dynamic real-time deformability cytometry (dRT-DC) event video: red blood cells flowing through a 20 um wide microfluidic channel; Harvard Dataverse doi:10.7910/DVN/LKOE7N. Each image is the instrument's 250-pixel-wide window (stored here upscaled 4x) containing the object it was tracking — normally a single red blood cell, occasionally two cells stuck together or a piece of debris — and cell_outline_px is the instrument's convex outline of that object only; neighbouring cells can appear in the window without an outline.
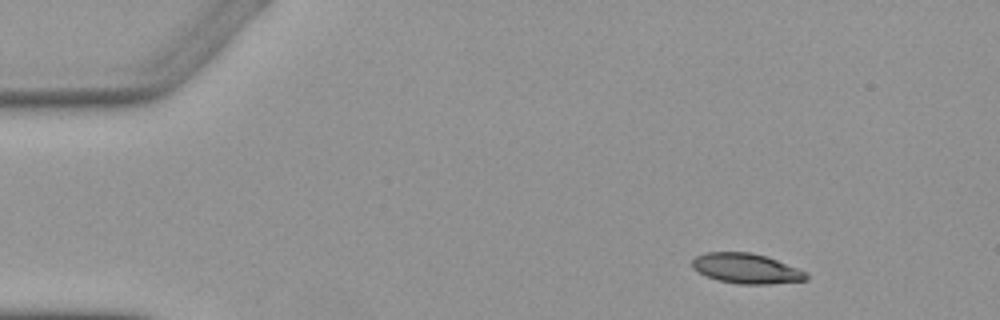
{"species": "Egyptian fruit bat (a non-hibernating species)", "species_latin": "Rousettus aegyptiacus", "temperature_condition": "warm", "stored_images_in_passage": 5, "camera_frame_rate_fps": 3000, "um_per_image_px": 0.085, "animal": {"sex": "female"}, "frame": {"image": 1, "passage_image": 1, "time_ms": 0.0, "image_size_px": [1000, 320], "cell_outline_px": [[808, 280], [768, 284], [736, 284], [716, 280], [692, 268], [692, 260], [696, 256], [704, 252], [748, 252], [764, 256], [776, 260], [808, 272]], "centroid_in_image_um": [63.43, 22.83], "position_along_channel_um": 21.6, "area_um2": 19.94}}
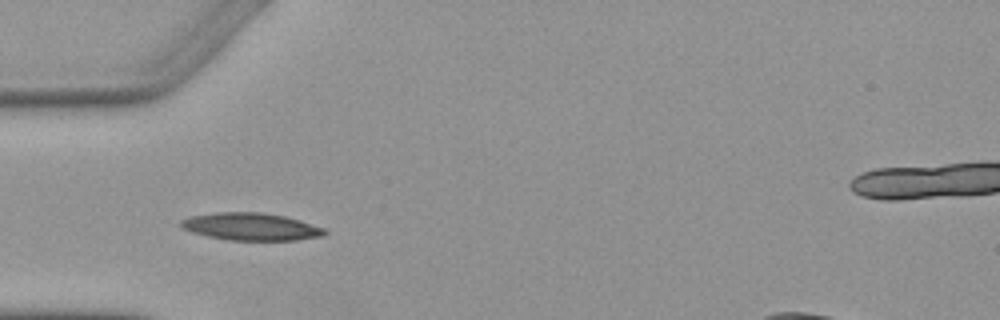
{"frame": {"image": 2, "passage_image": 4, "time_ms": 3.333, "image_size_px": [1000, 320], "cell_outline_px": [[328, 232], [324, 236], [296, 240], [228, 240], [208, 236], [192, 232], [184, 228], [180, 224], [180, 220], [188, 216], [216, 212], [260, 212], [284, 216], [300, 220], [324, 228]], "centroid_in_image_um": [21.34, 19.26], "position_along_channel_um": 63.7, "area_um2": 23.0}}